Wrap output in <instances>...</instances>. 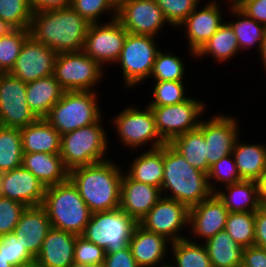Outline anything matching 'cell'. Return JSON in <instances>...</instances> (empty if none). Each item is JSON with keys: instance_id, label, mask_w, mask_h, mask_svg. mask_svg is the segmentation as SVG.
<instances>
[{"instance_id": "25", "label": "cell", "mask_w": 266, "mask_h": 267, "mask_svg": "<svg viewBox=\"0 0 266 267\" xmlns=\"http://www.w3.org/2000/svg\"><path fill=\"white\" fill-rule=\"evenodd\" d=\"M22 166L45 187L61 184L69 179V170L64 166L60 154L23 153Z\"/></svg>"}, {"instance_id": "60", "label": "cell", "mask_w": 266, "mask_h": 267, "mask_svg": "<svg viewBox=\"0 0 266 267\" xmlns=\"http://www.w3.org/2000/svg\"><path fill=\"white\" fill-rule=\"evenodd\" d=\"M27 267H39V266H37L36 264H33V265H30V266H27Z\"/></svg>"}, {"instance_id": "61", "label": "cell", "mask_w": 266, "mask_h": 267, "mask_svg": "<svg viewBox=\"0 0 266 267\" xmlns=\"http://www.w3.org/2000/svg\"><path fill=\"white\" fill-rule=\"evenodd\" d=\"M3 74H4L3 71L0 69V77H1Z\"/></svg>"}, {"instance_id": "7", "label": "cell", "mask_w": 266, "mask_h": 267, "mask_svg": "<svg viewBox=\"0 0 266 267\" xmlns=\"http://www.w3.org/2000/svg\"><path fill=\"white\" fill-rule=\"evenodd\" d=\"M137 224L120 208L95 212L91 214L81 236L104 249L106 253H115L129 244Z\"/></svg>"}, {"instance_id": "56", "label": "cell", "mask_w": 266, "mask_h": 267, "mask_svg": "<svg viewBox=\"0 0 266 267\" xmlns=\"http://www.w3.org/2000/svg\"><path fill=\"white\" fill-rule=\"evenodd\" d=\"M0 267H14L11 265L7 259L4 257L2 251H0Z\"/></svg>"}, {"instance_id": "35", "label": "cell", "mask_w": 266, "mask_h": 267, "mask_svg": "<svg viewBox=\"0 0 266 267\" xmlns=\"http://www.w3.org/2000/svg\"><path fill=\"white\" fill-rule=\"evenodd\" d=\"M170 249L174 264L170 261V267H212L205 245L192 238L180 239L172 242Z\"/></svg>"}, {"instance_id": "29", "label": "cell", "mask_w": 266, "mask_h": 267, "mask_svg": "<svg viewBox=\"0 0 266 267\" xmlns=\"http://www.w3.org/2000/svg\"><path fill=\"white\" fill-rule=\"evenodd\" d=\"M241 135L237 138L233 156L243 180L256 181L266 169V145L264 143L241 142Z\"/></svg>"}, {"instance_id": "20", "label": "cell", "mask_w": 266, "mask_h": 267, "mask_svg": "<svg viewBox=\"0 0 266 267\" xmlns=\"http://www.w3.org/2000/svg\"><path fill=\"white\" fill-rule=\"evenodd\" d=\"M229 211L218 196L213 193L209 198L189 208V235L204 243L216 233L225 229Z\"/></svg>"}, {"instance_id": "31", "label": "cell", "mask_w": 266, "mask_h": 267, "mask_svg": "<svg viewBox=\"0 0 266 267\" xmlns=\"http://www.w3.org/2000/svg\"><path fill=\"white\" fill-rule=\"evenodd\" d=\"M228 8L231 17L234 16L236 19L238 17L237 20L234 18L233 21H229L228 23L231 25L236 35L240 51L250 50V48L257 45L255 48L258 49L260 54L265 38L266 26L247 16L235 4L228 3Z\"/></svg>"}, {"instance_id": "9", "label": "cell", "mask_w": 266, "mask_h": 267, "mask_svg": "<svg viewBox=\"0 0 266 267\" xmlns=\"http://www.w3.org/2000/svg\"><path fill=\"white\" fill-rule=\"evenodd\" d=\"M106 71L83 51L57 53L53 75L65 91H95Z\"/></svg>"}, {"instance_id": "16", "label": "cell", "mask_w": 266, "mask_h": 267, "mask_svg": "<svg viewBox=\"0 0 266 267\" xmlns=\"http://www.w3.org/2000/svg\"><path fill=\"white\" fill-rule=\"evenodd\" d=\"M117 19L128 33L157 37L169 24L155 0H131L119 9Z\"/></svg>"}, {"instance_id": "28", "label": "cell", "mask_w": 266, "mask_h": 267, "mask_svg": "<svg viewBox=\"0 0 266 267\" xmlns=\"http://www.w3.org/2000/svg\"><path fill=\"white\" fill-rule=\"evenodd\" d=\"M65 90L54 75L27 83V104L38 118H45L60 100Z\"/></svg>"}, {"instance_id": "17", "label": "cell", "mask_w": 266, "mask_h": 267, "mask_svg": "<svg viewBox=\"0 0 266 267\" xmlns=\"http://www.w3.org/2000/svg\"><path fill=\"white\" fill-rule=\"evenodd\" d=\"M56 56L54 50L30 35L9 74L25 83L53 75Z\"/></svg>"}, {"instance_id": "18", "label": "cell", "mask_w": 266, "mask_h": 267, "mask_svg": "<svg viewBox=\"0 0 266 267\" xmlns=\"http://www.w3.org/2000/svg\"><path fill=\"white\" fill-rule=\"evenodd\" d=\"M221 3L216 0H210L202 9H199L200 5H198L180 25L179 28L182 26L181 29L185 31L184 35L187 38L191 56L195 57V54L225 22L222 19Z\"/></svg>"}, {"instance_id": "22", "label": "cell", "mask_w": 266, "mask_h": 267, "mask_svg": "<svg viewBox=\"0 0 266 267\" xmlns=\"http://www.w3.org/2000/svg\"><path fill=\"white\" fill-rule=\"evenodd\" d=\"M161 197L162 194L158 187L133 180L124 170L119 208L137 223Z\"/></svg>"}, {"instance_id": "45", "label": "cell", "mask_w": 266, "mask_h": 267, "mask_svg": "<svg viewBox=\"0 0 266 267\" xmlns=\"http://www.w3.org/2000/svg\"><path fill=\"white\" fill-rule=\"evenodd\" d=\"M171 28H179L201 0H155Z\"/></svg>"}, {"instance_id": "24", "label": "cell", "mask_w": 266, "mask_h": 267, "mask_svg": "<svg viewBox=\"0 0 266 267\" xmlns=\"http://www.w3.org/2000/svg\"><path fill=\"white\" fill-rule=\"evenodd\" d=\"M77 235L51 228L35 258L39 267H70L74 264Z\"/></svg>"}, {"instance_id": "52", "label": "cell", "mask_w": 266, "mask_h": 267, "mask_svg": "<svg viewBox=\"0 0 266 267\" xmlns=\"http://www.w3.org/2000/svg\"><path fill=\"white\" fill-rule=\"evenodd\" d=\"M33 12L45 11L60 8H67L71 6V0H29Z\"/></svg>"}, {"instance_id": "15", "label": "cell", "mask_w": 266, "mask_h": 267, "mask_svg": "<svg viewBox=\"0 0 266 267\" xmlns=\"http://www.w3.org/2000/svg\"><path fill=\"white\" fill-rule=\"evenodd\" d=\"M224 114L218 112L209 120L203 118L198 127L206 142L205 156L209 166L232 154L235 142L241 135L238 118Z\"/></svg>"}, {"instance_id": "11", "label": "cell", "mask_w": 266, "mask_h": 267, "mask_svg": "<svg viewBox=\"0 0 266 267\" xmlns=\"http://www.w3.org/2000/svg\"><path fill=\"white\" fill-rule=\"evenodd\" d=\"M205 103V100L189 97L179 104L151 107L160 137L170 143L175 137L197 129L207 107Z\"/></svg>"}, {"instance_id": "48", "label": "cell", "mask_w": 266, "mask_h": 267, "mask_svg": "<svg viewBox=\"0 0 266 267\" xmlns=\"http://www.w3.org/2000/svg\"><path fill=\"white\" fill-rule=\"evenodd\" d=\"M235 5L247 16L266 26V0H240Z\"/></svg>"}, {"instance_id": "50", "label": "cell", "mask_w": 266, "mask_h": 267, "mask_svg": "<svg viewBox=\"0 0 266 267\" xmlns=\"http://www.w3.org/2000/svg\"><path fill=\"white\" fill-rule=\"evenodd\" d=\"M241 267H266V248L256 245L245 247Z\"/></svg>"}, {"instance_id": "8", "label": "cell", "mask_w": 266, "mask_h": 267, "mask_svg": "<svg viewBox=\"0 0 266 267\" xmlns=\"http://www.w3.org/2000/svg\"><path fill=\"white\" fill-rule=\"evenodd\" d=\"M131 106L120 111L111 123L118 133L119 142L130 150L148 146L150 149L162 147L166 142L160 137L151 107L146 105L140 109ZM144 109V110H143Z\"/></svg>"}, {"instance_id": "47", "label": "cell", "mask_w": 266, "mask_h": 267, "mask_svg": "<svg viewBox=\"0 0 266 267\" xmlns=\"http://www.w3.org/2000/svg\"><path fill=\"white\" fill-rule=\"evenodd\" d=\"M25 208L26 206L19 202L0 197V237L14 232Z\"/></svg>"}, {"instance_id": "38", "label": "cell", "mask_w": 266, "mask_h": 267, "mask_svg": "<svg viewBox=\"0 0 266 267\" xmlns=\"http://www.w3.org/2000/svg\"><path fill=\"white\" fill-rule=\"evenodd\" d=\"M225 230L243 248L255 245V212H229Z\"/></svg>"}, {"instance_id": "55", "label": "cell", "mask_w": 266, "mask_h": 267, "mask_svg": "<svg viewBox=\"0 0 266 267\" xmlns=\"http://www.w3.org/2000/svg\"><path fill=\"white\" fill-rule=\"evenodd\" d=\"M260 58L262 60L261 63H263L262 65L264 66L263 70L264 72H266V33H265V38L263 40V44H262V47H261V50H260Z\"/></svg>"}, {"instance_id": "51", "label": "cell", "mask_w": 266, "mask_h": 267, "mask_svg": "<svg viewBox=\"0 0 266 267\" xmlns=\"http://www.w3.org/2000/svg\"><path fill=\"white\" fill-rule=\"evenodd\" d=\"M255 245L266 248V205L255 212Z\"/></svg>"}, {"instance_id": "39", "label": "cell", "mask_w": 266, "mask_h": 267, "mask_svg": "<svg viewBox=\"0 0 266 267\" xmlns=\"http://www.w3.org/2000/svg\"><path fill=\"white\" fill-rule=\"evenodd\" d=\"M29 36V29H13L7 35L0 37V69L3 73H9L12 70Z\"/></svg>"}, {"instance_id": "43", "label": "cell", "mask_w": 266, "mask_h": 267, "mask_svg": "<svg viewBox=\"0 0 266 267\" xmlns=\"http://www.w3.org/2000/svg\"><path fill=\"white\" fill-rule=\"evenodd\" d=\"M70 7L90 24L101 23L99 19L104 17L103 15L111 13L109 17L113 20L118 14V9L110 0H71Z\"/></svg>"}, {"instance_id": "44", "label": "cell", "mask_w": 266, "mask_h": 267, "mask_svg": "<svg viewBox=\"0 0 266 267\" xmlns=\"http://www.w3.org/2000/svg\"><path fill=\"white\" fill-rule=\"evenodd\" d=\"M0 251L14 267H27L35 264V258L18 241L14 232L0 237Z\"/></svg>"}, {"instance_id": "12", "label": "cell", "mask_w": 266, "mask_h": 267, "mask_svg": "<svg viewBox=\"0 0 266 267\" xmlns=\"http://www.w3.org/2000/svg\"><path fill=\"white\" fill-rule=\"evenodd\" d=\"M103 22L90 24L82 51L105 69L118 61L128 32L117 18Z\"/></svg>"}, {"instance_id": "2", "label": "cell", "mask_w": 266, "mask_h": 267, "mask_svg": "<svg viewBox=\"0 0 266 267\" xmlns=\"http://www.w3.org/2000/svg\"><path fill=\"white\" fill-rule=\"evenodd\" d=\"M110 159L69 171V179L78 188L91 213L120 207L121 181L124 170Z\"/></svg>"}, {"instance_id": "34", "label": "cell", "mask_w": 266, "mask_h": 267, "mask_svg": "<svg viewBox=\"0 0 266 267\" xmlns=\"http://www.w3.org/2000/svg\"><path fill=\"white\" fill-rule=\"evenodd\" d=\"M194 168L208 174L210 166L206 158V142L197 128L175 137L169 143Z\"/></svg>"}, {"instance_id": "58", "label": "cell", "mask_w": 266, "mask_h": 267, "mask_svg": "<svg viewBox=\"0 0 266 267\" xmlns=\"http://www.w3.org/2000/svg\"><path fill=\"white\" fill-rule=\"evenodd\" d=\"M225 1H228L227 3L229 4H236L240 0H225Z\"/></svg>"}, {"instance_id": "54", "label": "cell", "mask_w": 266, "mask_h": 267, "mask_svg": "<svg viewBox=\"0 0 266 267\" xmlns=\"http://www.w3.org/2000/svg\"><path fill=\"white\" fill-rule=\"evenodd\" d=\"M13 29L14 28L11 27L6 21H3L2 19H0V37L7 35Z\"/></svg>"}, {"instance_id": "4", "label": "cell", "mask_w": 266, "mask_h": 267, "mask_svg": "<svg viewBox=\"0 0 266 267\" xmlns=\"http://www.w3.org/2000/svg\"><path fill=\"white\" fill-rule=\"evenodd\" d=\"M42 206L47 211L52 228L77 236L82 235L92 214L70 179L46 187Z\"/></svg>"}, {"instance_id": "21", "label": "cell", "mask_w": 266, "mask_h": 267, "mask_svg": "<svg viewBox=\"0 0 266 267\" xmlns=\"http://www.w3.org/2000/svg\"><path fill=\"white\" fill-rule=\"evenodd\" d=\"M171 243L166 237L149 232L137 224L128 246L139 267H165L170 263L169 260L166 262V257Z\"/></svg>"}, {"instance_id": "32", "label": "cell", "mask_w": 266, "mask_h": 267, "mask_svg": "<svg viewBox=\"0 0 266 267\" xmlns=\"http://www.w3.org/2000/svg\"><path fill=\"white\" fill-rule=\"evenodd\" d=\"M212 267H241L243 247L227 231L221 230L203 243Z\"/></svg>"}, {"instance_id": "10", "label": "cell", "mask_w": 266, "mask_h": 267, "mask_svg": "<svg viewBox=\"0 0 266 267\" xmlns=\"http://www.w3.org/2000/svg\"><path fill=\"white\" fill-rule=\"evenodd\" d=\"M156 37L127 33L120 57L115 64H120L126 89L136 88L148 79L156 55L160 48ZM157 42V43H156Z\"/></svg>"}, {"instance_id": "59", "label": "cell", "mask_w": 266, "mask_h": 267, "mask_svg": "<svg viewBox=\"0 0 266 267\" xmlns=\"http://www.w3.org/2000/svg\"><path fill=\"white\" fill-rule=\"evenodd\" d=\"M70 267H89V266H87V265L72 264Z\"/></svg>"}, {"instance_id": "6", "label": "cell", "mask_w": 266, "mask_h": 267, "mask_svg": "<svg viewBox=\"0 0 266 267\" xmlns=\"http://www.w3.org/2000/svg\"><path fill=\"white\" fill-rule=\"evenodd\" d=\"M98 92L65 91L45 119L60 133L98 122L102 117Z\"/></svg>"}, {"instance_id": "27", "label": "cell", "mask_w": 266, "mask_h": 267, "mask_svg": "<svg viewBox=\"0 0 266 267\" xmlns=\"http://www.w3.org/2000/svg\"><path fill=\"white\" fill-rule=\"evenodd\" d=\"M215 194L229 212H256L262 206L257 182L254 180H242L223 186Z\"/></svg>"}, {"instance_id": "14", "label": "cell", "mask_w": 266, "mask_h": 267, "mask_svg": "<svg viewBox=\"0 0 266 267\" xmlns=\"http://www.w3.org/2000/svg\"><path fill=\"white\" fill-rule=\"evenodd\" d=\"M38 119L27 104V83L4 73L0 77V126L22 128Z\"/></svg>"}, {"instance_id": "5", "label": "cell", "mask_w": 266, "mask_h": 267, "mask_svg": "<svg viewBox=\"0 0 266 267\" xmlns=\"http://www.w3.org/2000/svg\"><path fill=\"white\" fill-rule=\"evenodd\" d=\"M102 119L61 135L60 156L69 171L108 160L109 140Z\"/></svg>"}, {"instance_id": "26", "label": "cell", "mask_w": 266, "mask_h": 267, "mask_svg": "<svg viewBox=\"0 0 266 267\" xmlns=\"http://www.w3.org/2000/svg\"><path fill=\"white\" fill-rule=\"evenodd\" d=\"M23 153L60 154V133L45 119L20 128Z\"/></svg>"}, {"instance_id": "30", "label": "cell", "mask_w": 266, "mask_h": 267, "mask_svg": "<svg viewBox=\"0 0 266 267\" xmlns=\"http://www.w3.org/2000/svg\"><path fill=\"white\" fill-rule=\"evenodd\" d=\"M127 174L138 182L161 189L163 182V146L148 149L134 157Z\"/></svg>"}, {"instance_id": "33", "label": "cell", "mask_w": 266, "mask_h": 267, "mask_svg": "<svg viewBox=\"0 0 266 267\" xmlns=\"http://www.w3.org/2000/svg\"><path fill=\"white\" fill-rule=\"evenodd\" d=\"M240 49L237 43L236 35L231 25L224 22L216 33L205 43V45L195 54V58L202 59L210 55L217 63L227 62L235 58Z\"/></svg>"}, {"instance_id": "23", "label": "cell", "mask_w": 266, "mask_h": 267, "mask_svg": "<svg viewBox=\"0 0 266 267\" xmlns=\"http://www.w3.org/2000/svg\"><path fill=\"white\" fill-rule=\"evenodd\" d=\"M51 228L47 211L42 205L26 207L20 216L14 233L18 241L36 258Z\"/></svg>"}, {"instance_id": "57", "label": "cell", "mask_w": 266, "mask_h": 267, "mask_svg": "<svg viewBox=\"0 0 266 267\" xmlns=\"http://www.w3.org/2000/svg\"><path fill=\"white\" fill-rule=\"evenodd\" d=\"M112 4L119 9L124 3L131 1V0H110Z\"/></svg>"}, {"instance_id": "46", "label": "cell", "mask_w": 266, "mask_h": 267, "mask_svg": "<svg viewBox=\"0 0 266 267\" xmlns=\"http://www.w3.org/2000/svg\"><path fill=\"white\" fill-rule=\"evenodd\" d=\"M74 264L94 267L103 266L106 251L79 235L74 249Z\"/></svg>"}, {"instance_id": "53", "label": "cell", "mask_w": 266, "mask_h": 267, "mask_svg": "<svg viewBox=\"0 0 266 267\" xmlns=\"http://www.w3.org/2000/svg\"><path fill=\"white\" fill-rule=\"evenodd\" d=\"M258 186L259 200L262 205H266V169L256 180Z\"/></svg>"}, {"instance_id": "40", "label": "cell", "mask_w": 266, "mask_h": 267, "mask_svg": "<svg viewBox=\"0 0 266 267\" xmlns=\"http://www.w3.org/2000/svg\"><path fill=\"white\" fill-rule=\"evenodd\" d=\"M32 14L29 0H0V19L14 29H29Z\"/></svg>"}, {"instance_id": "13", "label": "cell", "mask_w": 266, "mask_h": 267, "mask_svg": "<svg viewBox=\"0 0 266 267\" xmlns=\"http://www.w3.org/2000/svg\"><path fill=\"white\" fill-rule=\"evenodd\" d=\"M188 221L189 208L185 204L162 196L138 224L175 242L188 237L182 232L185 227L189 229Z\"/></svg>"}, {"instance_id": "41", "label": "cell", "mask_w": 266, "mask_h": 267, "mask_svg": "<svg viewBox=\"0 0 266 267\" xmlns=\"http://www.w3.org/2000/svg\"><path fill=\"white\" fill-rule=\"evenodd\" d=\"M154 84L153 100L147 103L149 107L175 105L189 98L184 81H155Z\"/></svg>"}, {"instance_id": "37", "label": "cell", "mask_w": 266, "mask_h": 267, "mask_svg": "<svg viewBox=\"0 0 266 267\" xmlns=\"http://www.w3.org/2000/svg\"><path fill=\"white\" fill-rule=\"evenodd\" d=\"M166 50L160 49L156 55L150 79L154 81H185L186 68L183 58ZM185 73V74H184ZM152 77V78H151Z\"/></svg>"}, {"instance_id": "19", "label": "cell", "mask_w": 266, "mask_h": 267, "mask_svg": "<svg viewBox=\"0 0 266 267\" xmlns=\"http://www.w3.org/2000/svg\"><path fill=\"white\" fill-rule=\"evenodd\" d=\"M0 189L3 197L26 207L41 206L46 192L44 184L23 166L0 173Z\"/></svg>"}, {"instance_id": "36", "label": "cell", "mask_w": 266, "mask_h": 267, "mask_svg": "<svg viewBox=\"0 0 266 267\" xmlns=\"http://www.w3.org/2000/svg\"><path fill=\"white\" fill-rule=\"evenodd\" d=\"M22 159L20 128L0 126V173L22 166Z\"/></svg>"}, {"instance_id": "49", "label": "cell", "mask_w": 266, "mask_h": 267, "mask_svg": "<svg viewBox=\"0 0 266 267\" xmlns=\"http://www.w3.org/2000/svg\"><path fill=\"white\" fill-rule=\"evenodd\" d=\"M103 267H139L135 261L130 247L127 245L124 249L115 253H106Z\"/></svg>"}, {"instance_id": "1", "label": "cell", "mask_w": 266, "mask_h": 267, "mask_svg": "<svg viewBox=\"0 0 266 267\" xmlns=\"http://www.w3.org/2000/svg\"><path fill=\"white\" fill-rule=\"evenodd\" d=\"M90 23L72 7L35 11L30 35L56 53L82 51Z\"/></svg>"}, {"instance_id": "3", "label": "cell", "mask_w": 266, "mask_h": 267, "mask_svg": "<svg viewBox=\"0 0 266 267\" xmlns=\"http://www.w3.org/2000/svg\"><path fill=\"white\" fill-rule=\"evenodd\" d=\"M163 164V197L191 208L213 194L207 174L192 167L169 143L163 145Z\"/></svg>"}, {"instance_id": "42", "label": "cell", "mask_w": 266, "mask_h": 267, "mask_svg": "<svg viewBox=\"0 0 266 267\" xmlns=\"http://www.w3.org/2000/svg\"><path fill=\"white\" fill-rule=\"evenodd\" d=\"M207 176L209 186L213 193H215L221 185L226 186L243 180L238 172L233 154L221 158L210 166ZM214 183L218 184L215 185Z\"/></svg>"}]
</instances>
